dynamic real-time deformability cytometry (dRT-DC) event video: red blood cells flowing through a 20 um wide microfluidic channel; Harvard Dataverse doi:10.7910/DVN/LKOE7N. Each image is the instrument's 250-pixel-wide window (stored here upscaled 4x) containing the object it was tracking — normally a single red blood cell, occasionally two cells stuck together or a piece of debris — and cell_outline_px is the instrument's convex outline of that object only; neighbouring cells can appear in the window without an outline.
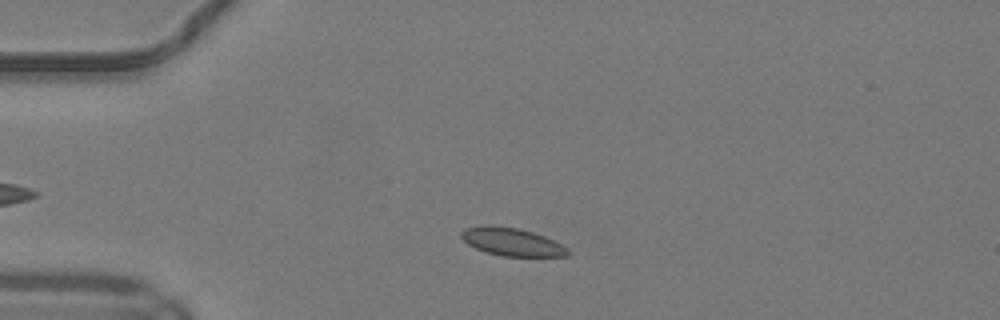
{"species": "common noctule bat (a hibernating species)", "species_latin": "Nyctalus noctula", "temperature_condition": "warm", "stored_images_in_passage": 40, "camera_frame_rate_fps": 3000, "um_per_image_px": 0.085, "animal": {"sex": "male", "body_mass_g": 19.2, "forearm_length_mm": 51.8}, "frame": {"image": 1, "passage_image": 7, "time_ms": 2.0, "image_size_px": [1000, 320], "cell_outline_px": [[572, 252], [568, 256], [500, 256], [484, 252], [468, 244], [460, 236], [460, 232], [464, 228], [480, 224], [492, 224], [520, 228], [544, 236], [568, 248]], "centroid_in_image_um": [43.46, 20.54], "position_along_channel_um": 41.5, "area_um2": 17.69}}
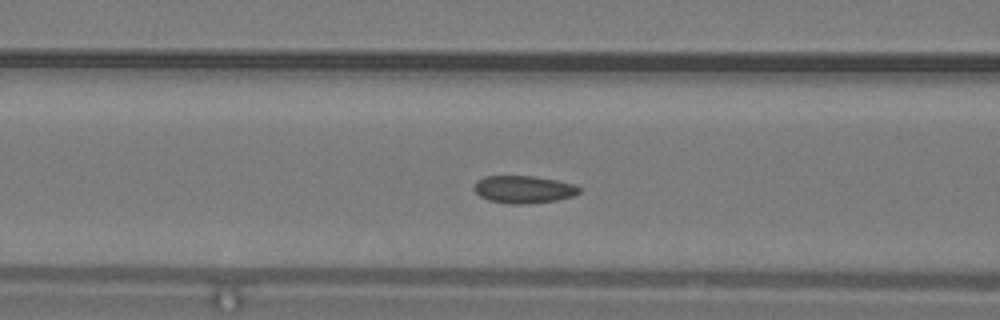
{"frame": {"image": 2, "passage_image": 15, "time_ms": 4.667, "image_size_px": [1000, 320], "cell_outline_px": [[580, 192], [572, 196], [556, 200], [528, 204], [508, 204], [488, 200], [480, 196], [472, 188], [476, 180], [484, 176], [536, 176], [556, 180], [572, 184], [580, 188]], "centroid_in_image_um": [44.45, 16.1], "position_along_channel_um": 122.1, "area_um2": 16.94}}
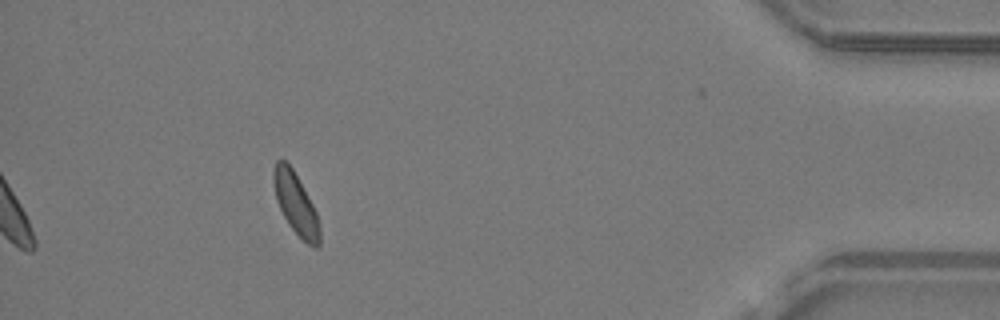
{"frame": {"image": 3, "passage_image": 40, "time_ms": 13.0, "image_size_px": [1000, 320], "cell_outline_px": [[320, 244], [316, 248], [308, 244], [288, 224], [276, 200], [272, 180], [272, 172], [276, 160], [280, 156], [292, 168], [312, 204], [316, 212], [320, 228]], "centroid_in_image_um": [25.11, 17.28], "position_along_channel_um": 410.1, "area_um2": 16.36}, "authors_computed_cell_mechanics": {"area_um2": 17.2244, "velocity_mm_per_s": 4.1454, "shape_relaxation_time_tau1_ms": 4.5095, "shape_relaxation_time_tau2_ms": 1.2199, "deformation_change_tau1": 0.0915, "deformation_change_tau2": 0.055}}